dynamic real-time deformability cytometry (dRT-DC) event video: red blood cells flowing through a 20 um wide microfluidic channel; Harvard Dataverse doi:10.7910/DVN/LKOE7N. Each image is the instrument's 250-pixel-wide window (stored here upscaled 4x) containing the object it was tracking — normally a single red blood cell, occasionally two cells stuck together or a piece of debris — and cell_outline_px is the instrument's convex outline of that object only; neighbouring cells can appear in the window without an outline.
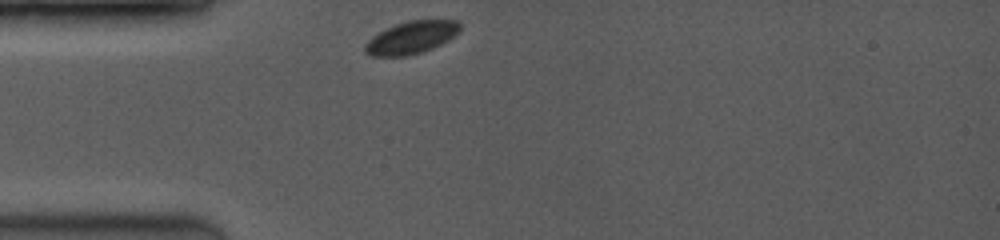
{"species": "common noctule bat (a hibernating species)", "species_latin": "Nyctalus noctula", "temperature_condition": "room temperature", "stored_images_in_passage": 35, "camera_frame_rate_fps": 3500, "um_per_image_px": 0.085, "animal": {"sex": "female", "body_mass_g": 19.0, "forearm_length_mm": 53.3}, "frame": {"image": 1, "passage_image": 1, "time_ms": 0.0, "image_size_px": [1000, 240], "cell_outline_px": [[460, 32], [448, 40], [432, 48], [408, 56], [372, 56], [364, 52], [364, 44], [372, 36], [396, 24], [408, 20], [460, 20]], "centroid_in_image_um": [34.97, 3.19], "position_along_channel_um": 50.0, "area_um2": 17.98}}
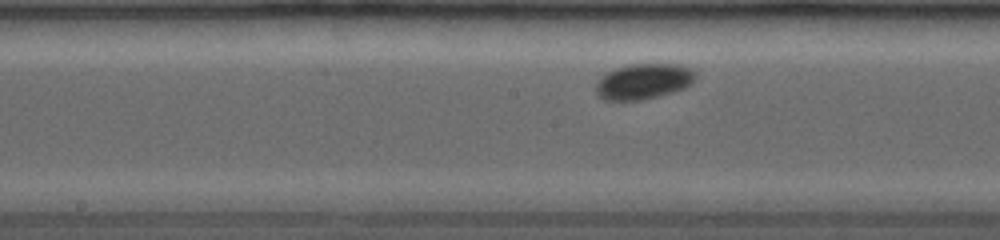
{"frame": {"image": 2, "passage_image": 15, "time_ms": 4.0, "image_size_px": [1000, 240], "cell_outline_px": [[696, 76], [692, 84], [684, 88], [672, 92], [640, 100], [604, 100], [596, 92], [596, 80], [600, 76], [616, 68], [628, 64], [680, 64], [696, 72]], "centroid_in_image_um": [54.69, 6.91], "position_along_channel_um": 193.5, "area_um2": 20.63}}
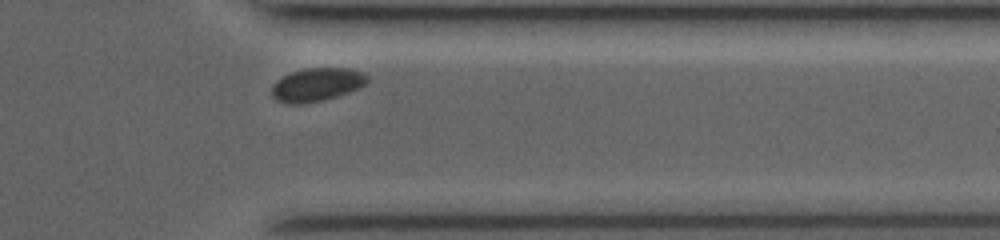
{"frame": {"image": 3, "passage_image": 32, "time_ms": 8.857, "image_size_px": [1000, 240], "cell_outline_px": [[368, 80], [360, 88], [324, 100], [300, 104], [288, 104], [276, 100], [272, 96], [272, 84], [276, 80], [292, 72], [304, 68], [348, 68], [364, 72], [368, 76]], "centroid_in_image_um": [26.92, 7.19], "position_along_channel_um": 384.5, "area_um2": 18.61}, "authors_computed_cell_mechanics": {"area_um2": 19.3052, "velocity_mm_per_s": 3.8853, "shape_relaxation_time_tau1_ms": 4.3784, "shape_relaxation_time_tau2_ms": null, "deformation_change_tau1": 0.0629, "deformation_change_tau2": null}}